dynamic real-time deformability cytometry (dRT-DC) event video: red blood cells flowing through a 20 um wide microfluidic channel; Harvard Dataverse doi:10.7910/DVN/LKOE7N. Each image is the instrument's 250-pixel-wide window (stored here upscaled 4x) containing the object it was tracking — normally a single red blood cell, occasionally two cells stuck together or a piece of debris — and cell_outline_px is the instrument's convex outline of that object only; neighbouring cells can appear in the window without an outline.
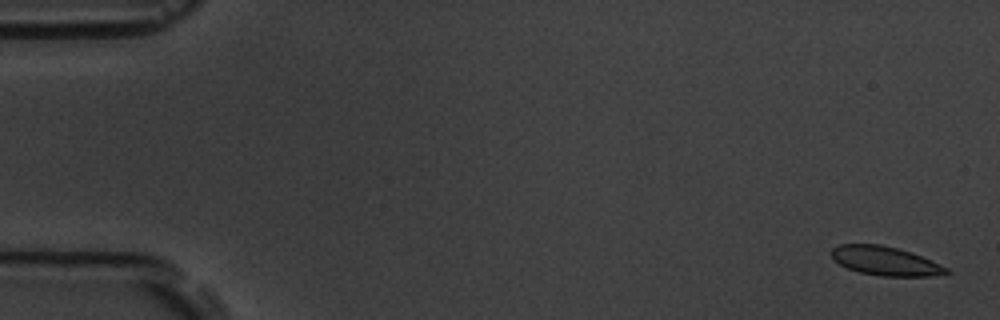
{"species": "common noctule bat (a hibernating species)", "species_latin": "Nyctalus noctula", "temperature_condition": "room temperature", "stored_images_in_passage": 7, "camera_frame_rate_fps": 3000, "um_per_image_px": 0.085, "animal": {"sex": "male", "body_mass_g": 19.5, "forearm_length_mm": 54.6}, "frame": {"image": 1, "passage_image": 1, "time_ms": 0.0, "image_size_px": [1000, 320], "cell_outline_px": [[952, 272], [928, 276], [880, 276], [860, 272], [848, 268], [832, 260], [832, 248], [840, 244], [880, 244], [896, 248], [920, 256], [948, 268]], "centroid_in_image_um": [75.21, 22.18], "position_along_channel_um": 9.8, "area_um2": 19.07}}
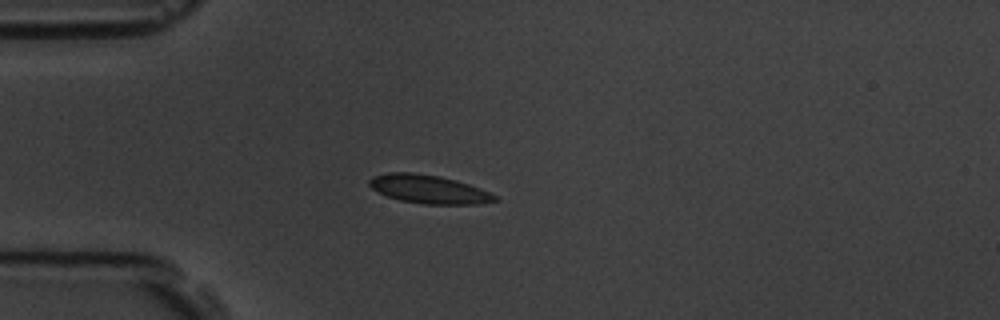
{"frame": {"image": 2, "passage_image": 5, "time_ms": 4.667, "image_size_px": [1000, 320], "cell_outline_px": [[500, 200], [476, 204], [420, 204], [400, 200], [388, 196], [372, 188], [368, 184], [368, 180], [372, 176], [388, 172], [412, 172], [440, 176], [456, 180], [480, 188], [500, 196]], "centroid_in_image_um": [36.47, 16.08], "position_along_channel_um": 48.5, "area_um2": 20.98}}
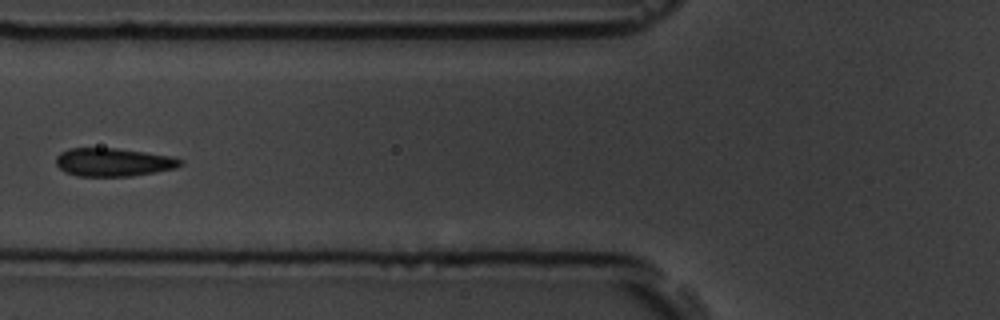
{"frame": {"image": 3, "passage_image": 7, "time_ms": 7.0, "image_size_px": [1000, 320], "cell_outline_px": [[184, 164], [176, 168], [156, 172], [132, 176], [76, 176], [64, 172], [56, 164], [56, 156], [60, 152], [68, 148], [116, 148], [172, 156], [184, 160]], "centroid_in_image_um": [9.64, 13.79], "position_along_channel_um": 116.2, "area_um2": 20.69}}